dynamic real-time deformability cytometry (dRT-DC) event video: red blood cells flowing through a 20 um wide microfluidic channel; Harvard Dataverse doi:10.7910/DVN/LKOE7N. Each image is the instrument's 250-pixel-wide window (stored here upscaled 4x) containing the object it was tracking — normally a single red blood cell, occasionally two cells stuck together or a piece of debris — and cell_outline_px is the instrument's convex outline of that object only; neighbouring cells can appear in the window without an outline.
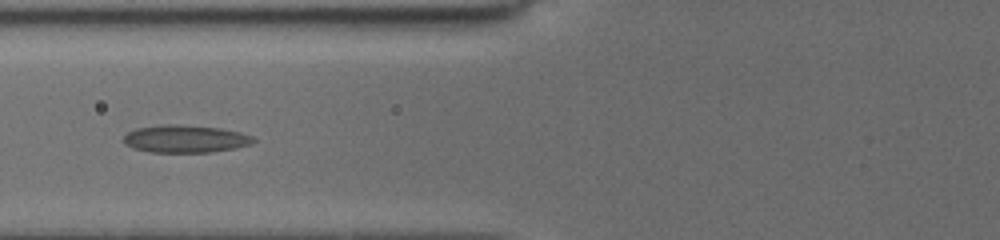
{"species": "common noctule bat (a hibernating species)", "species_latin": "Nyctalus noctula", "temperature_condition": "cold", "stored_images_in_passage": 26, "camera_frame_rate_fps": 3000, "um_per_image_px": 0.085, "animal": {"sex": "female", "body_mass_g": 19.5, "forearm_length_mm": 54.1}, "frame": {"image": 1, "passage_image": 25, "time_ms": 7.333, "image_size_px": [1000, 240], "cell_outline_px": [[256, 140], [252, 144], [232, 148], [208, 152], [148, 152], [132, 148], [124, 144], [124, 136], [128, 132], [136, 128], [168, 124], [176, 124], [220, 128], [240, 132], [252, 136]], "centroid_in_image_um": [15.72, 11.8], "position_along_channel_um": 110.1, "area_um2": 20.75}}